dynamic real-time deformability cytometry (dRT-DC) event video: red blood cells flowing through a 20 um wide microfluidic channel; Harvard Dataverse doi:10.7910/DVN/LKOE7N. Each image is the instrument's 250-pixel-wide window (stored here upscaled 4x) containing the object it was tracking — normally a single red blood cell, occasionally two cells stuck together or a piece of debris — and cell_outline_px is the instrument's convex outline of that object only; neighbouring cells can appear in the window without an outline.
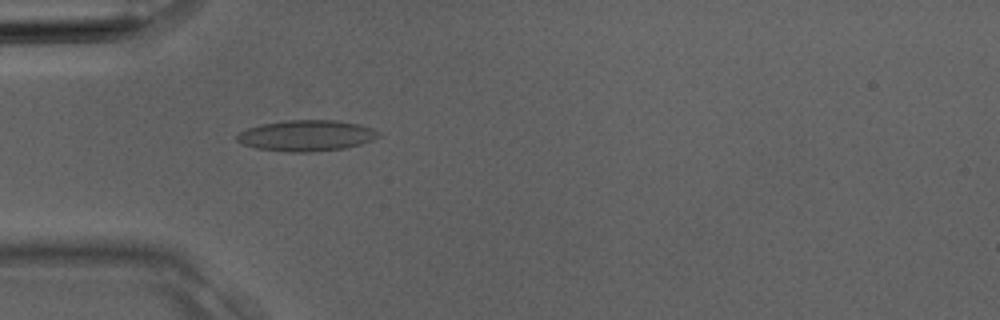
{"species": "Egyptian fruit bat (a non-hibernating species)", "species_latin": "Rousettus aegyptiacus", "temperature_condition": "room temperature", "stored_images_in_passage": 2, "camera_frame_rate_fps": 3000, "um_per_image_px": 0.085, "animal": {"sex": "male"}, "frame": {"image": 1, "passage_image": 2, "time_ms": 0.333, "image_size_px": [1000, 320], "cell_outline_px": [[380, 136], [372, 140], [360, 144], [344, 148], [312, 152], [292, 152], [256, 148], [244, 144], [236, 140], [236, 136], [240, 132], [248, 128], [264, 124], [288, 120], [336, 120], [356, 124], [372, 128], [380, 132]], "centroid_in_image_um": [26.07, 11.53], "position_along_channel_um": 58.9, "area_um2": 25.26}}